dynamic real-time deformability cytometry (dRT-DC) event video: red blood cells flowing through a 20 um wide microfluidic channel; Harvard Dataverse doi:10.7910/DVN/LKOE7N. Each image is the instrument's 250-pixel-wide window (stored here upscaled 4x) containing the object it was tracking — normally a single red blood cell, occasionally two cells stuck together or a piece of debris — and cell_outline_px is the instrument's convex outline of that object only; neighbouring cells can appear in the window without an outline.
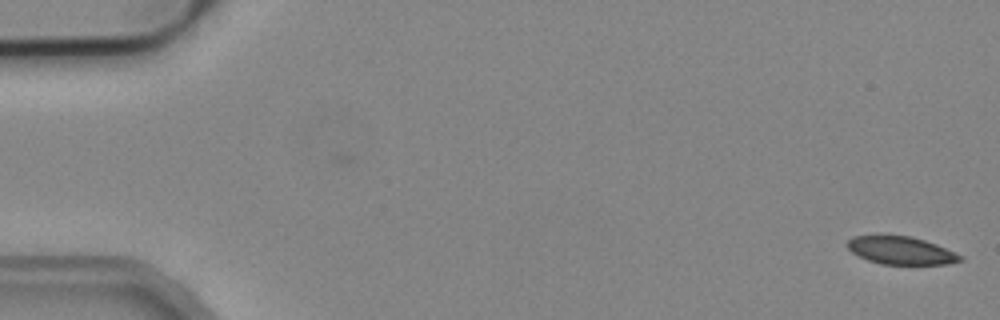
{"species": "common noctule bat (a hibernating species)", "species_latin": "Nyctalus noctula", "temperature_condition": "cold", "stored_images_in_passage": 5, "camera_frame_rate_fps": 3000, "um_per_image_px": 0.085, "animal": {"sex": "male", "body_mass_g": 19.2, "forearm_length_mm": 51.8}, "frame": {"image": 1, "passage_image": 1, "time_ms": 0.0, "image_size_px": [1000, 320], "cell_outline_px": [[964, 260], [948, 264], [880, 264], [868, 260], [852, 252], [844, 244], [852, 236], [908, 236], [924, 240], [936, 244], [964, 256]], "centroid_in_image_um": [76.59, 21.3], "position_along_channel_um": 8.4, "area_um2": 18.21}}
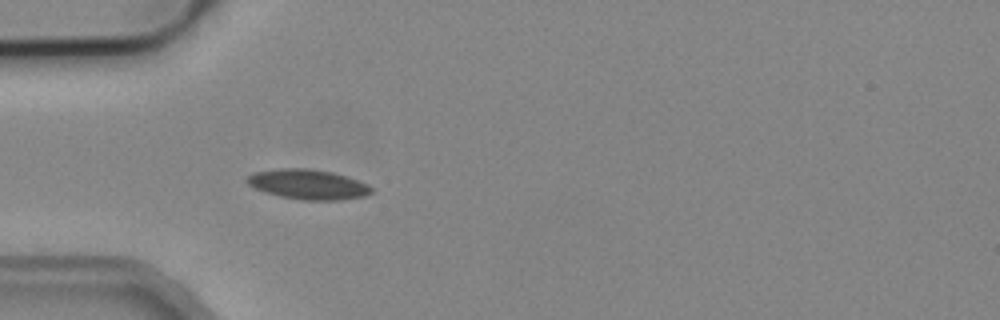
{"frame": {"image": 2, "passage_image": 5, "time_ms": 1.333, "image_size_px": [1000, 320], "cell_outline_px": [[372, 192], [364, 196], [340, 200], [300, 200], [280, 196], [252, 188], [244, 180], [248, 176], [256, 172], [280, 168], [304, 168], [332, 172], [368, 184], [372, 188]], "centroid_in_image_um": [26.15, 15.68], "position_along_channel_um": 58.9, "area_um2": 21.56}}